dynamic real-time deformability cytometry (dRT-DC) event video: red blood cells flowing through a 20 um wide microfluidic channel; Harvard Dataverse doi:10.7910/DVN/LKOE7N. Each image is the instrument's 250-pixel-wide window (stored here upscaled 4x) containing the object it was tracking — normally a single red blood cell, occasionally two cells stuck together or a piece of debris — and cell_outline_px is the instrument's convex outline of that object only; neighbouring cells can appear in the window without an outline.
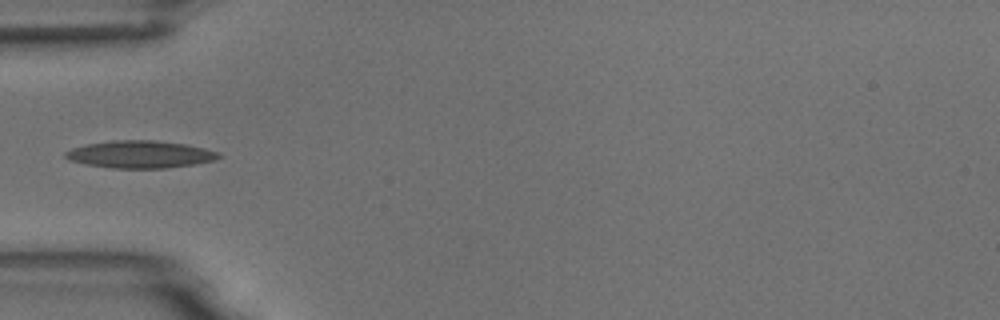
{"species": "common noctule bat (a hibernating species)", "species_latin": "Nyctalus noctula", "temperature_condition": "room temperature", "stored_images_in_passage": 2, "camera_frame_rate_fps": 3000, "um_per_image_px": 0.085, "animal": {"sex": "male", "body_mass_g": 18.8}, "frame": {"image": 1, "passage_image": 1, "time_ms": 0.0, "image_size_px": [1000, 320], "cell_outline_px": [[224, 156], [216, 160], [192, 164], [164, 168], [112, 168], [88, 164], [68, 160], [64, 156], [64, 152], [72, 148], [88, 144], [112, 140], [156, 140], [184, 144], [204, 148], [220, 152]], "centroid_in_image_um": [11.93, 13.11], "position_along_channel_um": 73.1, "area_um2": 24.39}}